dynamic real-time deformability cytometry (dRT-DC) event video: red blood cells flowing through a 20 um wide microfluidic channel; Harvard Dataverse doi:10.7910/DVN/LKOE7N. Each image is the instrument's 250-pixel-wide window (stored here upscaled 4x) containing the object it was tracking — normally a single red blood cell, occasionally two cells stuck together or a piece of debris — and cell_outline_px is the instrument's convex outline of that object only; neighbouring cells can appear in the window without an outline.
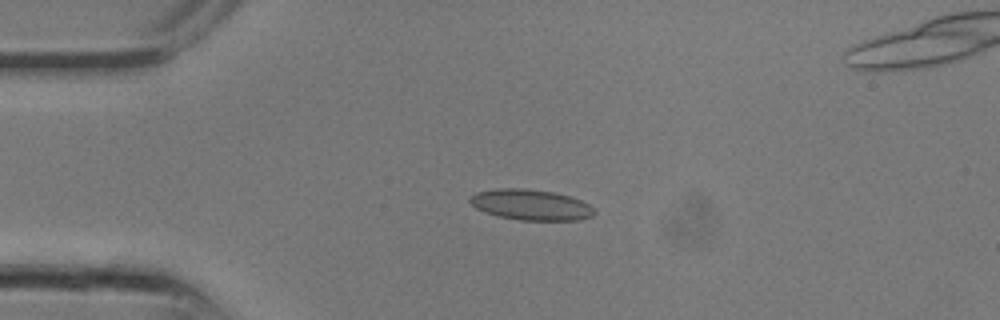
{"species": "common noctule bat (a hibernating species)", "species_latin": "Nyctalus noctula", "temperature_condition": "room temperature", "stored_images_in_passage": 6, "camera_frame_rate_fps": 3000, "um_per_image_px": 0.085, "animal": {"sex": "male", "body_mass_g": 13.3}, "frame": {"image": 1, "passage_image": 1, "time_ms": 0.0, "image_size_px": [1000, 320], "cell_outline_px": [[596, 212], [592, 216], [580, 220], [520, 220], [496, 216], [484, 212], [476, 208], [468, 200], [476, 192], [496, 188], [524, 188], [552, 192], [568, 196], [580, 200], [596, 208]], "centroid_in_image_um": [45.12, 17.41], "position_along_channel_um": 39.9, "area_um2": 22.31}}
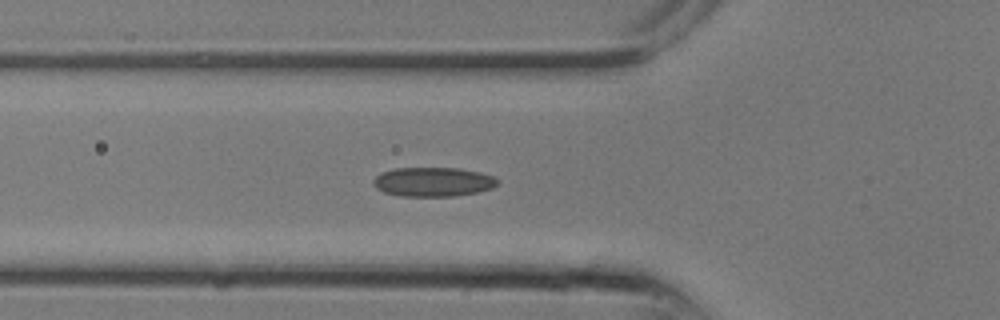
{"frame": {"image": 2, "passage_image": 4, "time_ms": 1.0, "image_size_px": [1000, 320], "cell_outline_px": [[500, 184], [492, 188], [476, 192], [456, 196], [400, 196], [384, 192], [376, 188], [372, 184], [372, 180], [380, 172], [392, 168], [460, 168], [480, 172], [492, 176], [500, 180]], "centroid_in_image_um": [36.8, 15.45], "position_along_channel_um": 89.0, "area_um2": 21.44}}
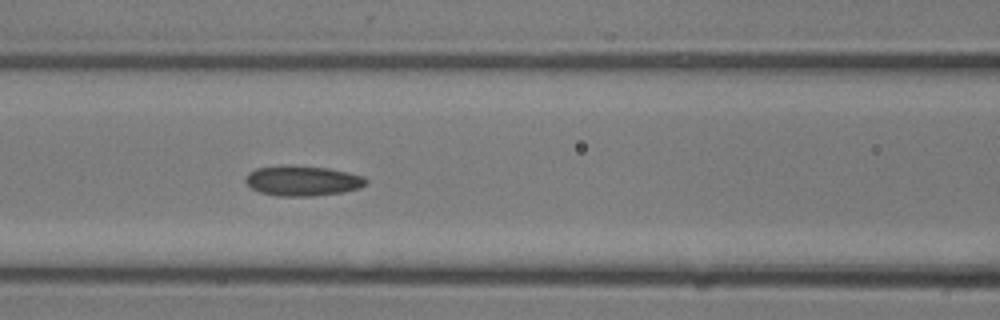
{"frame": {"image": 3, "passage_image": 6, "time_ms": 1.667, "image_size_px": [1000, 320], "cell_outline_px": [[368, 184], [360, 188], [344, 192], [312, 196], [276, 196], [260, 192], [252, 188], [244, 180], [248, 172], [256, 168], [328, 168], [348, 172], [364, 176], [368, 180]], "centroid_in_image_um": [25.79, 15.42], "position_along_channel_um": 140.8, "area_um2": 20.46}}